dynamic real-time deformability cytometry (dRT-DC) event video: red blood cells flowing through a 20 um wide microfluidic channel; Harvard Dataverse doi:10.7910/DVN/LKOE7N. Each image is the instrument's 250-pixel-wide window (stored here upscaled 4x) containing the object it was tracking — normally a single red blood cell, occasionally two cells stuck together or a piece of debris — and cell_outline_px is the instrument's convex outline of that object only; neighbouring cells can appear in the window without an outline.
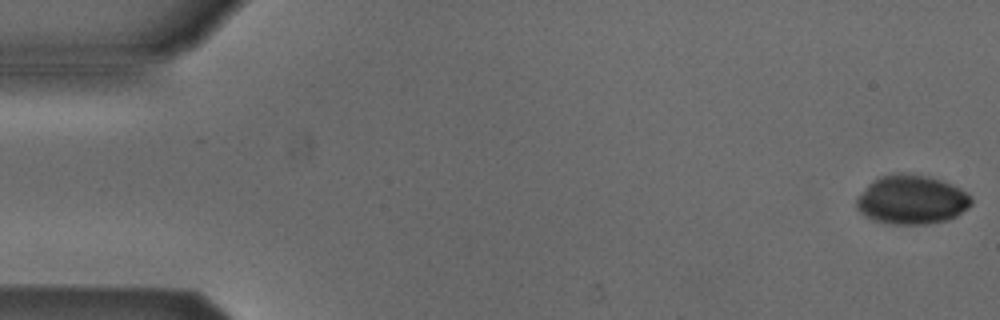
{"species": "Egyptian fruit bat (a non-hibernating species)", "species_latin": "Rousettus aegyptiacus", "temperature_condition": "cold", "stored_images_in_passage": 6, "segment_of_instrument_passage": [1, 2], "camera_frame_rate_fps": 3000, "um_per_image_px": 0.085, "animal": {"sex": "male"}, "frame": {"image": 1, "passage_image": 1, "time_ms": 0.0, "image_size_px": [1000, 320], "cell_outline_px": [[972, 204], [968, 208], [956, 216], [948, 220], [928, 224], [888, 224], [872, 220], [864, 216], [856, 208], [856, 200], [868, 184], [880, 176], [928, 176], [940, 180], [960, 188], [968, 192], [972, 196]], "centroid_in_image_um": [77.51, 17.03], "position_along_channel_um": 7.5, "area_um2": 32.37}}
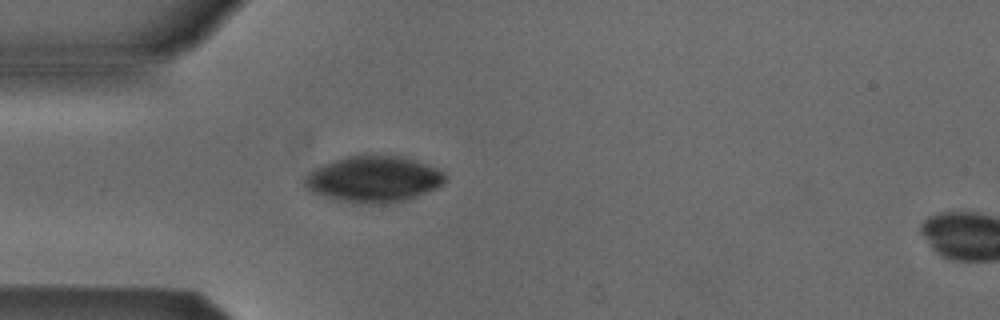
{"frame": {"image": 2, "passage_image": 5, "time_ms": 4.667, "image_size_px": [1000, 320], "cell_outline_px": [[448, 180], [444, 184], [436, 188], [408, 200], [384, 204], [352, 204], [336, 200], [312, 192], [304, 184], [304, 176], [308, 172], [324, 164], [348, 156], [396, 156], [412, 160], [436, 168], [444, 172], [448, 176]], "centroid_in_image_um": [31.77, 15.27], "position_along_channel_um": 53.2, "area_um2": 37.8}}